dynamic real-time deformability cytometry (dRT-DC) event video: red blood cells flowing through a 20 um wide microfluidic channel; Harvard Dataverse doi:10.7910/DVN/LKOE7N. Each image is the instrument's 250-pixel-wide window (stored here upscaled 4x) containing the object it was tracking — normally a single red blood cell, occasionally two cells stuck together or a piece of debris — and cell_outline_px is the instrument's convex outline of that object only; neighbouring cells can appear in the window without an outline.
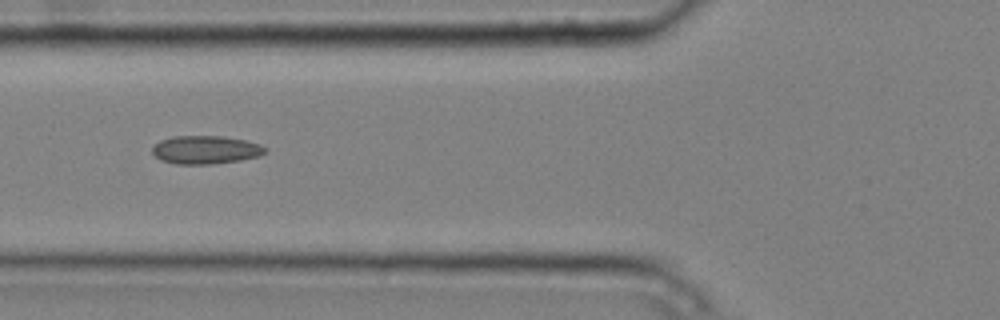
{"species": "common noctule bat (a hibernating species)", "species_latin": "Nyctalus noctula", "temperature_condition": "cold", "stored_images_in_passage": 7, "camera_frame_rate_fps": 3000, "um_per_image_px": 0.085, "animal": {"sex": "male", "body_mass_g": 20.4}, "frame": {"image": 1, "passage_image": 5, "time_ms": 1.333, "image_size_px": [1000, 320], "cell_outline_px": [[268, 152], [260, 156], [240, 160], [208, 164], [176, 164], [160, 160], [152, 152], [152, 148], [160, 140], [172, 136], [224, 136], [248, 140], [260, 144], [268, 148]], "centroid_in_image_um": [17.52, 12.72], "position_along_channel_um": 108.3, "area_um2": 18.79}}
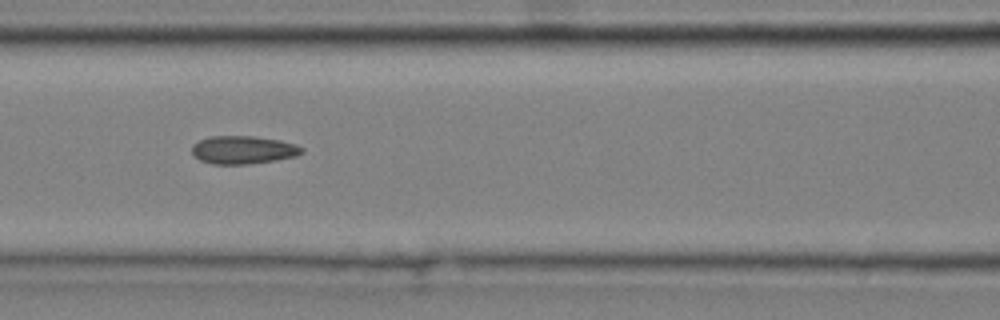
{"frame": {"image": 2, "passage_image": 6, "time_ms": 1.667, "image_size_px": [1000, 320], "cell_outline_px": [[304, 152], [296, 156], [276, 160], [248, 164], [212, 164], [200, 160], [192, 156], [192, 144], [208, 136], [256, 136], [280, 140], [296, 144], [304, 148]], "centroid_in_image_um": [20.66, 12.73], "position_along_channel_um": 145.9, "area_um2": 18.21}}
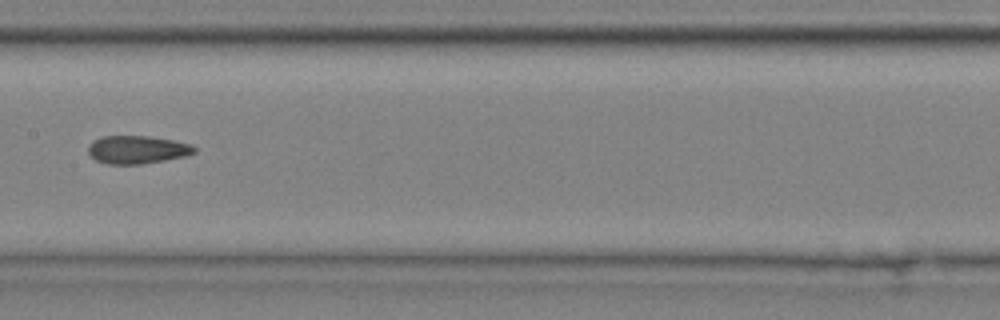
{"frame": {"image": 3, "passage_image": 7, "time_ms": 2.0, "image_size_px": [1000, 320], "cell_outline_px": [[196, 152], [184, 156], [164, 160], [140, 164], [108, 164], [96, 160], [88, 152], [88, 144], [92, 140], [100, 136], [148, 136], [172, 140], [192, 144], [196, 148]], "centroid_in_image_um": [11.64, 12.71], "position_along_channel_um": 195.8, "area_um2": 17.34}}